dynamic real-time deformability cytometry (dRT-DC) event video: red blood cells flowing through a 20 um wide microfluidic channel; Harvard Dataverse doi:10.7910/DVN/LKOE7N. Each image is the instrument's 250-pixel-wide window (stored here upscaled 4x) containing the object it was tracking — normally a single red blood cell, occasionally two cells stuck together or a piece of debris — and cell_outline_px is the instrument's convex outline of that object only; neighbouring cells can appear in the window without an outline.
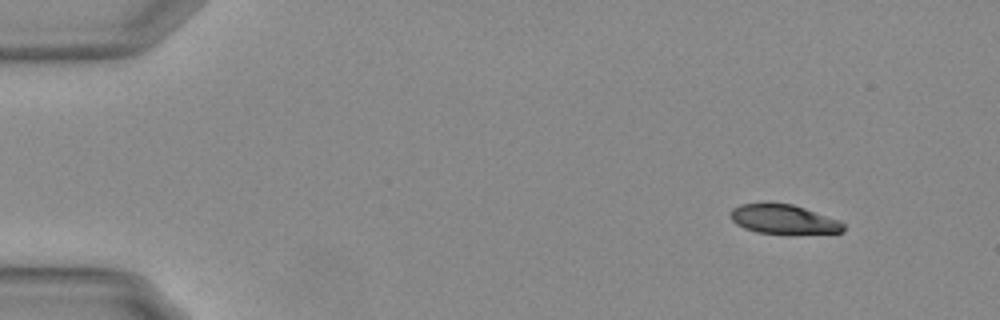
{"species": "Egyptian fruit bat (a non-hibernating species)", "species_latin": "Rousettus aegyptiacus", "temperature_condition": "warm", "stored_images_in_passage": 50, "camera_frame_rate_fps": 3000, "um_per_image_px": 0.085, "animal": {"sex": "female"}, "frame": {"image": 1, "passage_image": 1, "time_ms": 0.0, "image_size_px": [1000, 320], "cell_outline_px": [[844, 232], [792, 236], [788, 236], [756, 232], [744, 228], [736, 224], [732, 220], [732, 208], [740, 204], [768, 200], [792, 204], [840, 220], [844, 224]], "centroid_in_image_um": [66.62, 18.65], "position_along_channel_um": 18.4, "area_um2": 20.52}}
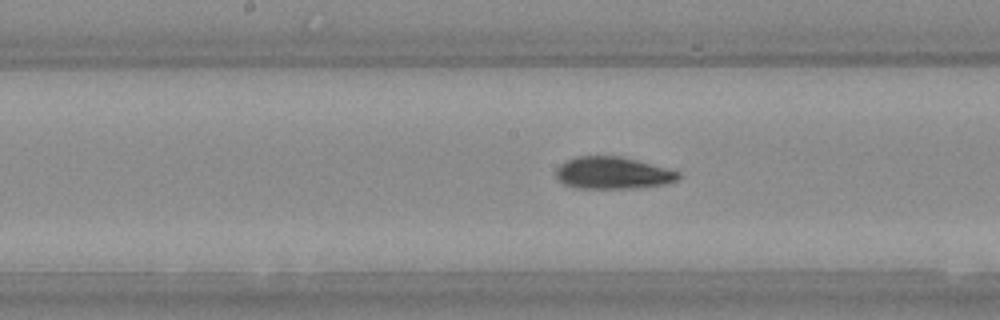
{"frame": {"image": 2, "passage_image": 24, "time_ms": 7.667, "image_size_px": [1000, 320], "cell_outline_px": [[680, 176], [676, 180], [664, 184], [640, 188], [576, 188], [564, 184], [556, 176], [556, 168], [560, 164], [576, 156], [620, 156], [636, 160], [680, 172]], "centroid_in_image_um": [52.06, 14.71], "position_along_channel_um": 196.1, "area_um2": 22.72}}
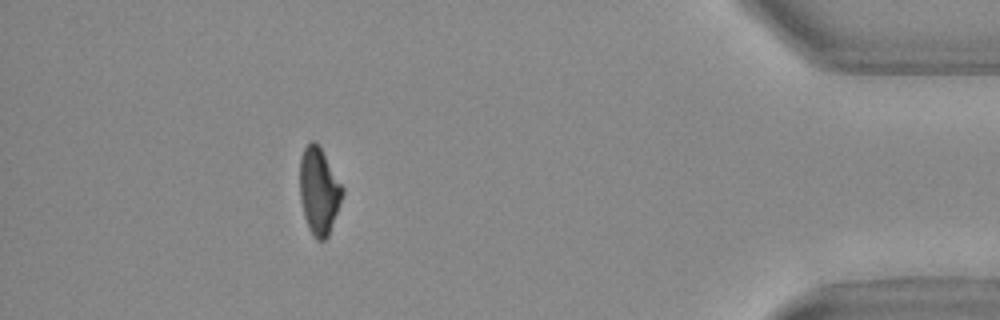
{"frame": {"image": 3, "passage_image": 45, "time_ms": 14.667, "image_size_px": [1000, 320], "cell_outline_px": [[344, 192], [328, 236], [324, 240], [316, 240], [304, 216], [300, 200], [300, 156], [304, 148], [312, 140], [320, 148], [344, 188]], "centroid_in_image_um": [27.1, 16.23], "position_along_channel_um": 408.1, "area_um2": 21.1}, "authors_computed_cell_mechanics": {"area_um2": 22.0796, "velocity_mm_per_s": 3.7374, "shape_relaxation_time_tau1_ms": 5.1748, "shape_relaxation_time_tau2_ms": 1.6967, "deformation_change_tau1": 0.1867, "deformation_change_tau2": 0.0749}}